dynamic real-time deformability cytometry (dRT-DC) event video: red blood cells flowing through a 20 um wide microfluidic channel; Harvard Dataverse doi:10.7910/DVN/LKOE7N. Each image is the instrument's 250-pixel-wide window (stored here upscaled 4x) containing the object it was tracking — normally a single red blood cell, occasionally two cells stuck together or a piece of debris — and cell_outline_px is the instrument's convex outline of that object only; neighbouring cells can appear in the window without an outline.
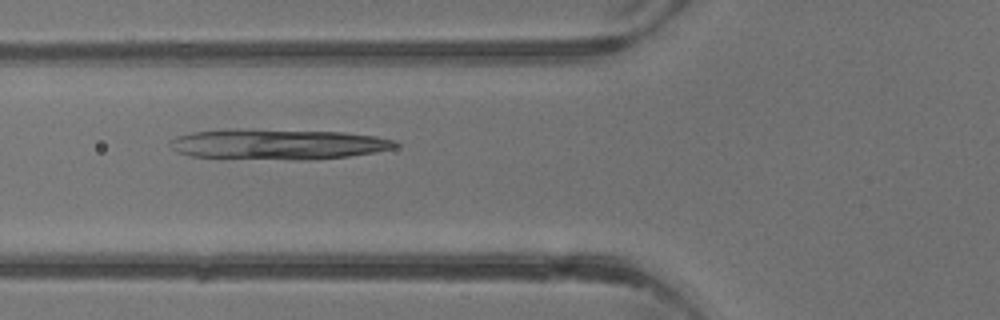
{"species": "common noctule bat (a hibernating species)", "species_latin": "Nyctalus noctula", "temperature_condition": "warm", "stored_images_in_passage": 4, "camera_frame_rate_fps": 3000, "um_per_image_px": 0.085, "animal": {"sex": "male", "body_mass_g": 13.3}, "frame": {"image": 1, "passage_image": 4, "time_ms": 3.667, "image_size_px": [1000, 320], "cell_outline_px": [[400, 144], [396, 148], [376, 152], [348, 156], [308, 160], [296, 160], [192, 156], [180, 152], [172, 148], [168, 140], [176, 136], [192, 132], [224, 128], [236, 128], [344, 132], [376, 136], [396, 140]], "centroid_in_image_um": [23.65, 12.24], "position_along_channel_um": 102.2, "area_um2": 40.4}}